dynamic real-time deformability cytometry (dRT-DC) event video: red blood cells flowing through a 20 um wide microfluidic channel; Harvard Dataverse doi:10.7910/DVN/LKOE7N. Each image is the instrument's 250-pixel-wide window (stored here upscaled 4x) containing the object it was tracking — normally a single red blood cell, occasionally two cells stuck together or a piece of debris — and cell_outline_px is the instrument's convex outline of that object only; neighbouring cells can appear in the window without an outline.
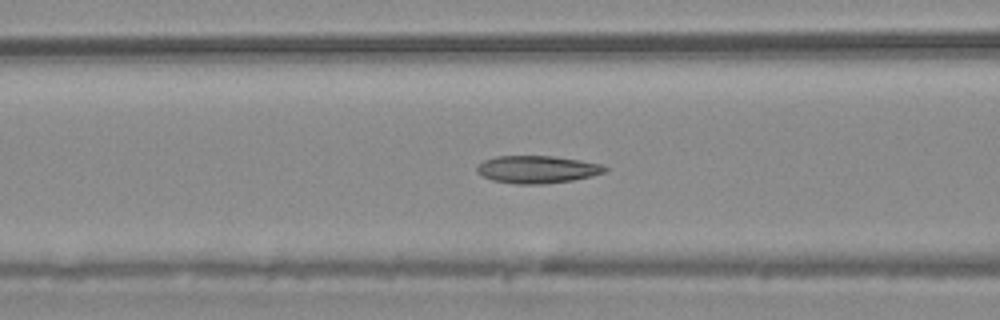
{"species": "common noctule bat (a hibernating species)", "species_latin": "Nyctalus noctula", "temperature_condition": "warm", "stored_images_in_passage": 54, "camera_frame_rate_fps": 3000, "um_per_image_px": 0.085, "animal": {"sex": "male", "body_mass_g": 20.4}, "frame": {"image": 1, "passage_image": 22, "time_ms": 7.0, "image_size_px": [1000, 320], "cell_outline_px": [[608, 168], [604, 172], [592, 176], [572, 180], [544, 184], [516, 184], [492, 180], [476, 172], [476, 164], [484, 160], [496, 156], [552, 156], [580, 160], [600, 164]], "centroid_in_image_um": [45.62, 14.4], "position_along_channel_um": 121.0, "area_um2": 20.52}}
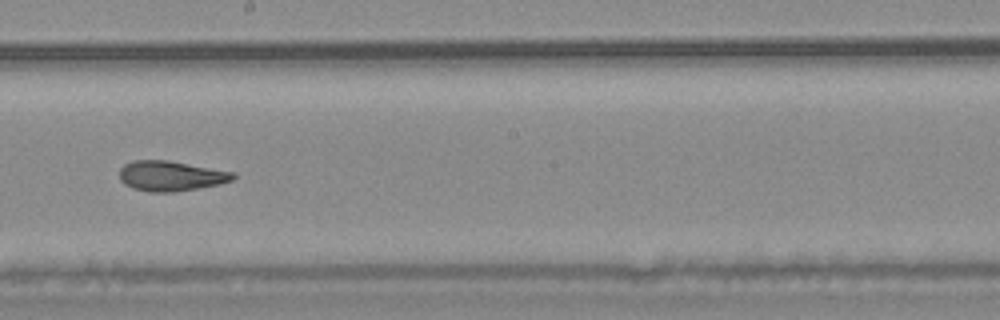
{"frame": {"image": 2, "passage_image": 31, "time_ms": 10.0, "image_size_px": [1000, 320], "cell_outline_px": [[236, 176], [232, 180], [220, 184], [200, 188], [172, 192], [148, 192], [132, 188], [124, 184], [120, 180], [120, 168], [124, 164], [132, 160], [168, 160], [236, 172]], "centroid_in_image_um": [14.52, 14.95], "position_along_channel_um": 233.7, "area_um2": 20.17}}
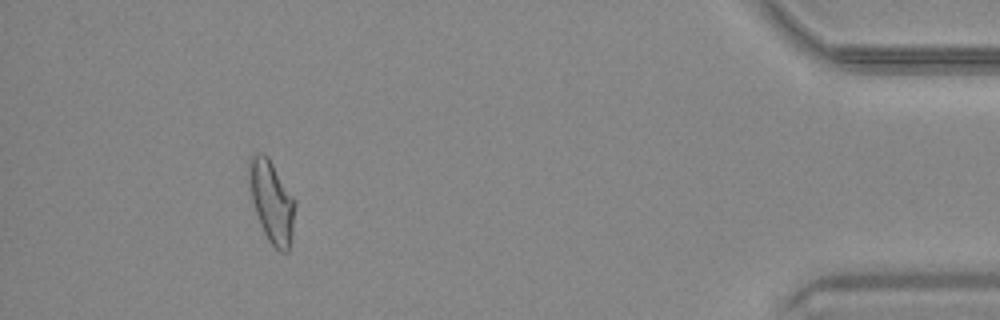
{"frame": {"image": 3, "passage_image": 50, "time_ms": 16.333, "image_size_px": [1000, 320], "cell_outline_px": [[296, 204], [292, 236], [288, 252], [280, 252], [268, 240], [260, 224], [252, 200], [248, 184], [248, 160], [252, 152], [260, 152], [268, 156], [296, 200]], "centroid_in_image_um": [23.09, 17.08], "position_along_channel_um": 412.1, "area_um2": 22.31}, "authors_computed_cell_mechanics": {"area_um2": 20.7213, "velocity_mm_per_s": 3.7578, "shape_relaxation_time_tau1_ms": 8.8928, "shape_relaxation_time_tau2_ms": 1.6998, "deformation_change_tau1": 0.22, "deformation_change_tau2": 0.0898}}